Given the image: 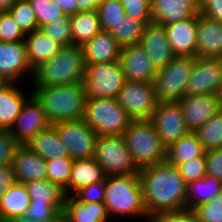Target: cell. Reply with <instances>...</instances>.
<instances>
[{"label": "cell", "mask_w": 222, "mask_h": 222, "mask_svg": "<svg viewBox=\"0 0 222 222\" xmlns=\"http://www.w3.org/2000/svg\"><path fill=\"white\" fill-rule=\"evenodd\" d=\"M144 204L149 218L187 209V183L167 160L139 169Z\"/></svg>", "instance_id": "1"}, {"label": "cell", "mask_w": 222, "mask_h": 222, "mask_svg": "<svg viewBox=\"0 0 222 222\" xmlns=\"http://www.w3.org/2000/svg\"><path fill=\"white\" fill-rule=\"evenodd\" d=\"M32 95L40 103L50 124L84 117L87 101L84 83L35 87Z\"/></svg>", "instance_id": "2"}, {"label": "cell", "mask_w": 222, "mask_h": 222, "mask_svg": "<svg viewBox=\"0 0 222 222\" xmlns=\"http://www.w3.org/2000/svg\"><path fill=\"white\" fill-rule=\"evenodd\" d=\"M86 63L81 46H63L48 61L33 70L34 87L83 83Z\"/></svg>", "instance_id": "3"}, {"label": "cell", "mask_w": 222, "mask_h": 222, "mask_svg": "<svg viewBox=\"0 0 222 222\" xmlns=\"http://www.w3.org/2000/svg\"><path fill=\"white\" fill-rule=\"evenodd\" d=\"M104 204L108 215L147 217L138 173L105 177Z\"/></svg>", "instance_id": "4"}, {"label": "cell", "mask_w": 222, "mask_h": 222, "mask_svg": "<svg viewBox=\"0 0 222 222\" xmlns=\"http://www.w3.org/2000/svg\"><path fill=\"white\" fill-rule=\"evenodd\" d=\"M123 135L138 169L166 160L167 148L160 140L151 120H132Z\"/></svg>", "instance_id": "5"}, {"label": "cell", "mask_w": 222, "mask_h": 222, "mask_svg": "<svg viewBox=\"0 0 222 222\" xmlns=\"http://www.w3.org/2000/svg\"><path fill=\"white\" fill-rule=\"evenodd\" d=\"M83 119L98 137L123 135L132 121L116 98H87Z\"/></svg>", "instance_id": "6"}, {"label": "cell", "mask_w": 222, "mask_h": 222, "mask_svg": "<svg viewBox=\"0 0 222 222\" xmlns=\"http://www.w3.org/2000/svg\"><path fill=\"white\" fill-rule=\"evenodd\" d=\"M197 57L175 56L157 71L152 84L159 102H178L186 95V85Z\"/></svg>", "instance_id": "7"}, {"label": "cell", "mask_w": 222, "mask_h": 222, "mask_svg": "<svg viewBox=\"0 0 222 222\" xmlns=\"http://www.w3.org/2000/svg\"><path fill=\"white\" fill-rule=\"evenodd\" d=\"M95 160L106 176L138 173L124 135L100 136L96 142Z\"/></svg>", "instance_id": "8"}, {"label": "cell", "mask_w": 222, "mask_h": 222, "mask_svg": "<svg viewBox=\"0 0 222 222\" xmlns=\"http://www.w3.org/2000/svg\"><path fill=\"white\" fill-rule=\"evenodd\" d=\"M125 81L120 61L86 65L83 83L87 98H117Z\"/></svg>", "instance_id": "9"}, {"label": "cell", "mask_w": 222, "mask_h": 222, "mask_svg": "<svg viewBox=\"0 0 222 222\" xmlns=\"http://www.w3.org/2000/svg\"><path fill=\"white\" fill-rule=\"evenodd\" d=\"M60 140L74 160L94 158L97 133L82 118L53 124Z\"/></svg>", "instance_id": "10"}, {"label": "cell", "mask_w": 222, "mask_h": 222, "mask_svg": "<svg viewBox=\"0 0 222 222\" xmlns=\"http://www.w3.org/2000/svg\"><path fill=\"white\" fill-rule=\"evenodd\" d=\"M118 103L132 120H150L159 103L152 83L125 81Z\"/></svg>", "instance_id": "11"}, {"label": "cell", "mask_w": 222, "mask_h": 222, "mask_svg": "<svg viewBox=\"0 0 222 222\" xmlns=\"http://www.w3.org/2000/svg\"><path fill=\"white\" fill-rule=\"evenodd\" d=\"M222 95L221 58L197 57L186 85V95Z\"/></svg>", "instance_id": "12"}, {"label": "cell", "mask_w": 222, "mask_h": 222, "mask_svg": "<svg viewBox=\"0 0 222 222\" xmlns=\"http://www.w3.org/2000/svg\"><path fill=\"white\" fill-rule=\"evenodd\" d=\"M150 120L166 148L190 132L179 102H159Z\"/></svg>", "instance_id": "13"}, {"label": "cell", "mask_w": 222, "mask_h": 222, "mask_svg": "<svg viewBox=\"0 0 222 222\" xmlns=\"http://www.w3.org/2000/svg\"><path fill=\"white\" fill-rule=\"evenodd\" d=\"M50 125L40 103L31 94L8 131L19 145H27Z\"/></svg>", "instance_id": "14"}, {"label": "cell", "mask_w": 222, "mask_h": 222, "mask_svg": "<svg viewBox=\"0 0 222 222\" xmlns=\"http://www.w3.org/2000/svg\"><path fill=\"white\" fill-rule=\"evenodd\" d=\"M187 129L195 132L222 109V95H185L179 101Z\"/></svg>", "instance_id": "15"}, {"label": "cell", "mask_w": 222, "mask_h": 222, "mask_svg": "<svg viewBox=\"0 0 222 222\" xmlns=\"http://www.w3.org/2000/svg\"><path fill=\"white\" fill-rule=\"evenodd\" d=\"M119 61L126 81L152 83L156 76L150 56L139 44L123 47Z\"/></svg>", "instance_id": "16"}, {"label": "cell", "mask_w": 222, "mask_h": 222, "mask_svg": "<svg viewBox=\"0 0 222 222\" xmlns=\"http://www.w3.org/2000/svg\"><path fill=\"white\" fill-rule=\"evenodd\" d=\"M139 45L150 56L157 71L167 66L175 57L168 42L165 26L158 23L151 22L145 26Z\"/></svg>", "instance_id": "17"}, {"label": "cell", "mask_w": 222, "mask_h": 222, "mask_svg": "<svg viewBox=\"0 0 222 222\" xmlns=\"http://www.w3.org/2000/svg\"><path fill=\"white\" fill-rule=\"evenodd\" d=\"M27 72H31L33 76L25 42L7 43L0 41V74L9 82L16 83Z\"/></svg>", "instance_id": "18"}, {"label": "cell", "mask_w": 222, "mask_h": 222, "mask_svg": "<svg viewBox=\"0 0 222 222\" xmlns=\"http://www.w3.org/2000/svg\"><path fill=\"white\" fill-rule=\"evenodd\" d=\"M198 15L165 26L168 42L175 56L197 57Z\"/></svg>", "instance_id": "19"}, {"label": "cell", "mask_w": 222, "mask_h": 222, "mask_svg": "<svg viewBox=\"0 0 222 222\" xmlns=\"http://www.w3.org/2000/svg\"><path fill=\"white\" fill-rule=\"evenodd\" d=\"M153 22L167 26L200 13L199 0H151Z\"/></svg>", "instance_id": "20"}, {"label": "cell", "mask_w": 222, "mask_h": 222, "mask_svg": "<svg viewBox=\"0 0 222 222\" xmlns=\"http://www.w3.org/2000/svg\"><path fill=\"white\" fill-rule=\"evenodd\" d=\"M12 167L18 183L47 179L46 161L27 145H19Z\"/></svg>", "instance_id": "21"}, {"label": "cell", "mask_w": 222, "mask_h": 222, "mask_svg": "<svg viewBox=\"0 0 222 222\" xmlns=\"http://www.w3.org/2000/svg\"><path fill=\"white\" fill-rule=\"evenodd\" d=\"M86 65L120 60L122 47L107 31H101L82 46Z\"/></svg>", "instance_id": "22"}, {"label": "cell", "mask_w": 222, "mask_h": 222, "mask_svg": "<svg viewBox=\"0 0 222 222\" xmlns=\"http://www.w3.org/2000/svg\"><path fill=\"white\" fill-rule=\"evenodd\" d=\"M197 57L222 58V22L198 14Z\"/></svg>", "instance_id": "23"}, {"label": "cell", "mask_w": 222, "mask_h": 222, "mask_svg": "<svg viewBox=\"0 0 222 222\" xmlns=\"http://www.w3.org/2000/svg\"><path fill=\"white\" fill-rule=\"evenodd\" d=\"M31 198L23 183L16 182L0 199V220L21 222L27 214Z\"/></svg>", "instance_id": "24"}, {"label": "cell", "mask_w": 222, "mask_h": 222, "mask_svg": "<svg viewBox=\"0 0 222 222\" xmlns=\"http://www.w3.org/2000/svg\"><path fill=\"white\" fill-rule=\"evenodd\" d=\"M63 213L69 222H110L104 202H81L74 195L66 196Z\"/></svg>", "instance_id": "25"}, {"label": "cell", "mask_w": 222, "mask_h": 222, "mask_svg": "<svg viewBox=\"0 0 222 222\" xmlns=\"http://www.w3.org/2000/svg\"><path fill=\"white\" fill-rule=\"evenodd\" d=\"M24 42L32 70L51 59L63 47L39 29L26 34Z\"/></svg>", "instance_id": "26"}, {"label": "cell", "mask_w": 222, "mask_h": 222, "mask_svg": "<svg viewBox=\"0 0 222 222\" xmlns=\"http://www.w3.org/2000/svg\"><path fill=\"white\" fill-rule=\"evenodd\" d=\"M105 177L102 166L95 158L74 160L69 184L64 192L68 196L71 191L76 193L80 188L105 181Z\"/></svg>", "instance_id": "27"}, {"label": "cell", "mask_w": 222, "mask_h": 222, "mask_svg": "<svg viewBox=\"0 0 222 222\" xmlns=\"http://www.w3.org/2000/svg\"><path fill=\"white\" fill-rule=\"evenodd\" d=\"M35 153L45 161L54 158L69 157L65 145L59 138L56 127L51 124L49 127L39 132L28 144Z\"/></svg>", "instance_id": "28"}, {"label": "cell", "mask_w": 222, "mask_h": 222, "mask_svg": "<svg viewBox=\"0 0 222 222\" xmlns=\"http://www.w3.org/2000/svg\"><path fill=\"white\" fill-rule=\"evenodd\" d=\"M26 100L25 94L15 83L0 91V130L10 129Z\"/></svg>", "instance_id": "29"}, {"label": "cell", "mask_w": 222, "mask_h": 222, "mask_svg": "<svg viewBox=\"0 0 222 222\" xmlns=\"http://www.w3.org/2000/svg\"><path fill=\"white\" fill-rule=\"evenodd\" d=\"M72 45L82 46L102 31L97 10L79 11L70 16Z\"/></svg>", "instance_id": "30"}, {"label": "cell", "mask_w": 222, "mask_h": 222, "mask_svg": "<svg viewBox=\"0 0 222 222\" xmlns=\"http://www.w3.org/2000/svg\"><path fill=\"white\" fill-rule=\"evenodd\" d=\"M222 192V182L215 177L206 175L204 178L187 184V209L207 203L213 196Z\"/></svg>", "instance_id": "31"}, {"label": "cell", "mask_w": 222, "mask_h": 222, "mask_svg": "<svg viewBox=\"0 0 222 222\" xmlns=\"http://www.w3.org/2000/svg\"><path fill=\"white\" fill-rule=\"evenodd\" d=\"M205 152L196 134L189 132L167 148L166 160L177 167L182 162L195 157L205 156Z\"/></svg>", "instance_id": "32"}, {"label": "cell", "mask_w": 222, "mask_h": 222, "mask_svg": "<svg viewBox=\"0 0 222 222\" xmlns=\"http://www.w3.org/2000/svg\"><path fill=\"white\" fill-rule=\"evenodd\" d=\"M31 201L40 203H64L66 194L59 185L50 180H36L24 183Z\"/></svg>", "instance_id": "33"}, {"label": "cell", "mask_w": 222, "mask_h": 222, "mask_svg": "<svg viewBox=\"0 0 222 222\" xmlns=\"http://www.w3.org/2000/svg\"><path fill=\"white\" fill-rule=\"evenodd\" d=\"M146 25L147 24L144 21L126 17L125 20L120 21L114 26L109 33L123 48L133 44H139Z\"/></svg>", "instance_id": "34"}, {"label": "cell", "mask_w": 222, "mask_h": 222, "mask_svg": "<svg viewBox=\"0 0 222 222\" xmlns=\"http://www.w3.org/2000/svg\"><path fill=\"white\" fill-rule=\"evenodd\" d=\"M194 133L205 151L222 148V109Z\"/></svg>", "instance_id": "35"}, {"label": "cell", "mask_w": 222, "mask_h": 222, "mask_svg": "<svg viewBox=\"0 0 222 222\" xmlns=\"http://www.w3.org/2000/svg\"><path fill=\"white\" fill-rule=\"evenodd\" d=\"M102 31L109 32L126 14L120 0H102L97 8Z\"/></svg>", "instance_id": "36"}, {"label": "cell", "mask_w": 222, "mask_h": 222, "mask_svg": "<svg viewBox=\"0 0 222 222\" xmlns=\"http://www.w3.org/2000/svg\"><path fill=\"white\" fill-rule=\"evenodd\" d=\"M74 159L71 157L54 158L46 161L47 179L66 189L69 184Z\"/></svg>", "instance_id": "37"}, {"label": "cell", "mask_w": 222, "mask_h": 222, "mask_svg": "<svg viewBox=\"0 0 222 222\" xmlns=\"http://www.w3.org/2000/svg\"><path fill=\"white\" fill-rule=\"evenodd\" d=\"M31 5L38 28L65 16L61 5L55 0H27Z\"/></svg>", "instance_id": "38"}, {"label": "cell", "mask_w": 222, "mask_h": 222, "mask_svg": "<svg viewBox=\"0 0 222 222\" xmlns=\"http://www.w3.org/2000/svg\"><path fill=\"white\" fill-rule=\"evenodd\" d=\"M45 35L62 46L72 45L71 23L69 16H63L39 28Z\"/></svg>", "instance_id": "39"}, {"label": "cell", "mask_w": 222, "mask_h": 222, "mask_svg": "<svg viewBox=\"0 0 222 222\" xmlns=\"http://www.w3.org/2000/svg\"><path fill=\"white\" fill-rule=\"evenodd\" d=\"M8 12L25 34L39 29L34 11L27 0H18Z\"/></svg>", "instance_id": "40"}, {"label": "cell", "mask_w": 222, "mask_h": 222, "mask_svg": "<svg viewBox=\"0 0 222 222\" xmlns=\"http://www.w3.org/2000/svg\"><path fill=\"white\" fill-rule=\"evenodd\" d=\"M64 203H40L31 201L21 222H48L63 210Z\"/></svg>", "instance_id": "41"}, {"label": "cell", "mask_w": 222, "mask_h": 222, "mask_svg": "<svg viewBox=\"0 0 222 222\" xmlns=\"http://www.w3.org/2000/svg\"><path fill=\"white\" fill-rule=\"evenodd\" d=\"M198 222H222V192L194 209Z\"/></svg>", "instance_id": "42"}, {"label": "cell", "mask_w": 222, "mask_h": 222, "mask_svg": "<svg viewBox=\"0 0 222 222\" xmlns=\"http://www.w3.org/2000/svg\"><path fill=\"white\" fill-rule=\"evenodd\" d=\"M26 34L16 23L8 11H3L0 17V41L14 43L24 41Z\"/></svg>", "instance_id": "43"}, {"label": "cell", "mask_w": 222, "mask_h": 222, "mask_svg": "<svg viewBox=\"0 0 222 222\" xmlns=\"http://www.w3.org/2000/svg\"><path fill=\"white\" fill-rule=\"evenodd\" d=\"M126 17L144 21L146 24L153 22L151 0H120Z\"/></svg>", "instance_id": "44"}, {"label": "cell", "mask_w": 222, "mask_h": 222, "mask_svg": "<svg viewBox=\"0 0 222 222\" xmlns=\"http://www.w3.org/2000/svg\"><path fill=\"white\" fill-rule=\"evenodd\" d=\"M177 168L187 184L202 179L207 175L205 156L182 162Z\"/></svg>", "instance_id": "45"}, {"label": "cell", "mask_w": 222, "mask_h": 222, "mask_svg": "<svg viewBox=\"0 0 222 222\" xmlns=\"http://www.w3.org/2000/svg\"><path fill=\"white\" fill-rule=\"evenodd\" d=\"M19 144L8 130H0V167L12 165Z\"/></svg>", "instance_id": "46"}, {"label": "cell", "mask_w": 222, "mask_h": 222, "mask_svg": "<svg viewBox=\"0 0 222 222\" xmlns=\"http://www.w3.org/2000/svg\"><path fill=\"white\" fill-rule=\"evenodd\" d=\"M74 196L81 202H104L105 181L80 188Z\"/></svg>", "instance_id": "47"}, {"label": "cell", "mask_w": 222, "mask_h": 222, "mask_svg": "<svg viewBox=\"0 0 222 222\" xmlns=\"http://www.w3.org/2000/svg\"><path fill=\"white\" fill-rule=\"evenodd\" d=\"M207 175L222 182V148L205 152Z\"/></svg>", "instance_id": "48"}, {"label": "cell", "mask_w": 222, "mask_h": 222, "mask_svg": "<svg viewBox=\"0 0 222 222\" xmlns=\"http://www.w3.org/2000/svg\"><path fill=\"white\" fill-rule=\"evenodd\" d=\"M148 222H198V219L194 210L184 209L157 215Z\"/></svg>", "instance_id": "49"}, {"label": "cell", "mask_w": 222, "mask_h": 222, "mask_svg": "<svg viewBox=\"0 0 222 222\" xmlns=\"http://www.w3.org/2000/svg\"><path fill=\"white\" fill-rule=\"evenodd\" d=\"M199 5L201 15L222 22V0H199Z\"/></svg>", "instance_id": "50"}, {"label": "cell", "mask_w": 222, "mask_h": 222, "mask_svg": "<svg viewBox=\"0 0 222 222\" xmlns=\"http://www.w3.org/2000/svg\"><path fill=\"white\" fill-rule=\"evenodd\" d=\"M16 182L12 165L0 167V199Z\"/></svg>", "instance_id": "51"}, {"label": "cell", "mask_w": 222, "mask_h": 222, "mask_svg": "<svg viewBox=\"0 0 222 222\" xmlns=\"http://www.w3.org/2000/svg\"><path fill=\"white\" fill-rule=\"evenodd\" d=\"M57 1L66 16H73L78 12L77 0H55Z\"/></svg>", "instance_id": "52"}, {"label": "cell", "mask_w": 222, "mask_h": 222, "mask_svg": "<svg viewBox=\"0 0 222 222\" xmlns=\"http://www.w3.org/2000/svg\"><path fill=\"white\" fill-rule=\"evenodd\" d=\"M101 1L102 0H77L78 12L97 10Z\"/></svg>", "instance_id": "53"}, {"label": "cell", "mask_w": 222, "mask_h": 222, "mask_svg": "<svg viewBox=\"0 0 222 222\" xmlns=\"http://www.w3.org/2000/svg\"><path fill=\"white\" fill-rule=\"evenodd\" d=\"M18 0H0V10L8 11Z\"/></svg>", "instance_id": "54"}, {"label": "cell", "mask_w": 222, "mask_h": 222, "mask_svg": "<svg viewBox=\"0 0 222 222\" xmlns=\"http://www.w3.org/2000/svg\"><path fill=\"white\" fill-rule=\"evenodd\" d=\"M48 222H69V220L68 217L63 213V211H61Z\"/></svg>", "instance_id": "55"}, {"label": "cell", "mask_w": 222, "mask_h": 222, "mask_svg": "<svg viewBox=\"0 0 222 222\" xmlns=\"http://www.w3.org/2000/svg\"><path fill=\"white\" fill-rule=\"evenodd\" d=\"M11 82H9L4 76L0 74V91L6 88Z\"/></svg>", "instance_id": "56"}]
</instances>
